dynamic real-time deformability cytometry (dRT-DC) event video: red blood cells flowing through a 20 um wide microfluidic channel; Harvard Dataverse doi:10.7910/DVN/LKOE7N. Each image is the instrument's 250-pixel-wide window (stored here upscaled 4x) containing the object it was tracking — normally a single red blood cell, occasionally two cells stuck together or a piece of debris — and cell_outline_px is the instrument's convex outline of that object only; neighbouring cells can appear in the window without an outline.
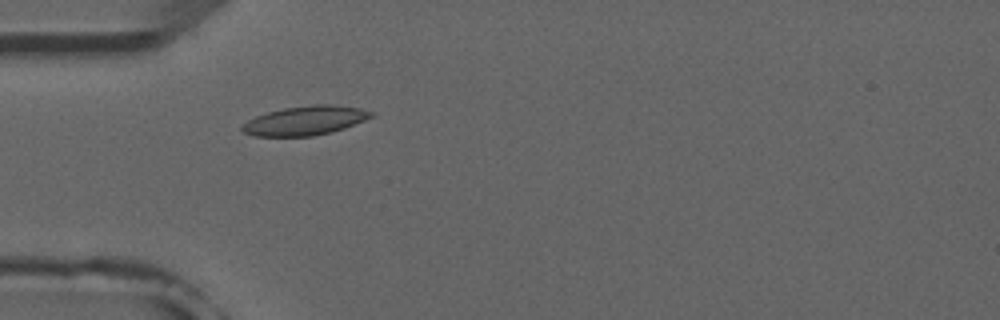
{"species": "common noctule bat (a hibernating species)", "species_latin": "Nyctalus noctula", "temperature_condition": "room temperature", "stored_images_in_passage": 4, "camera_frame_rate_fps": 3000, "um_per_image_px": 0.085, "animal": {"sex": "male", "forearm_length_mm": 52.5}, "frame": {"image": 1, "passage_image": 4, "time_ms": 4.333, "image_size_px": [1000, 320], "cell_outline_px": [[376, 116], [344, 128], [332, 132], [312, 136], [256, 136], [244, 132], [240, 128], [248, 120], [256, 116], [268, 112], [284, 108], [312, 104], [332, 104], [360, 108], [376, 112]], "centroid_in_image_um": [26.0, 10.24], "position_along_channel_um": 59.0, "area_um2": 22.02}}